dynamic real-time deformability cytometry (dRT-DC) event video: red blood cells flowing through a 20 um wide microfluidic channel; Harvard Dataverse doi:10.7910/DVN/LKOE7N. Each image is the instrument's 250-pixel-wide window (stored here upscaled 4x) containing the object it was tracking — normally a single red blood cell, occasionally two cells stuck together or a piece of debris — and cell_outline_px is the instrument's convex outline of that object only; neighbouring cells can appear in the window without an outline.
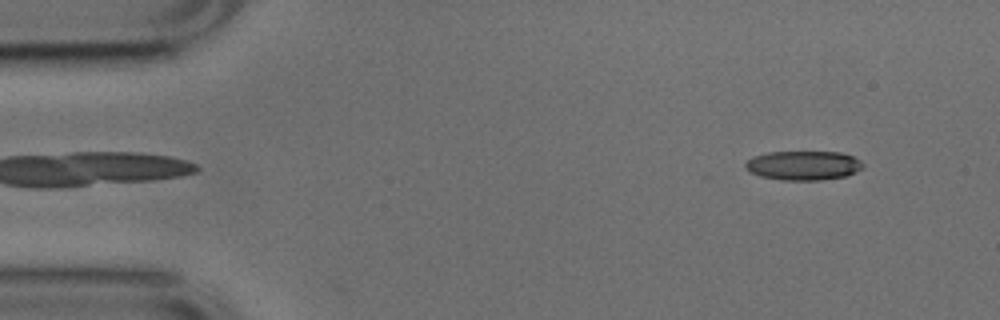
{"species": "common noctule bat (a hibernating species)", "species_latin": "Nyctalus noctula", "temperature_condition": "cold", "stored_images_in_passage": 22, "camera_frame_rate_fps": 3000, "um_per_image_px": 0.085, "animal": {"sex": "male", "body_mass_g": 17.9, "forearm_length_mm": 54.2}, "frame": {"image": 1, "passage_image": 4, "time_ms": 1.0, "image_size_px": [1000, 320], "cell_outline_px": [[864, 168], [856, 172], [844, 176], [820, 180], [780, 180], [760, 176], [748, 172], [744, 168], [744, 164], [752, 156], [768, 152], [840, 152], [852, 156], [860, 160], [864, 164]], "centroid_in_image_um": [68.26, 14.06], "position_along_channel_um": 16.7, "area_um2": 20.23}}
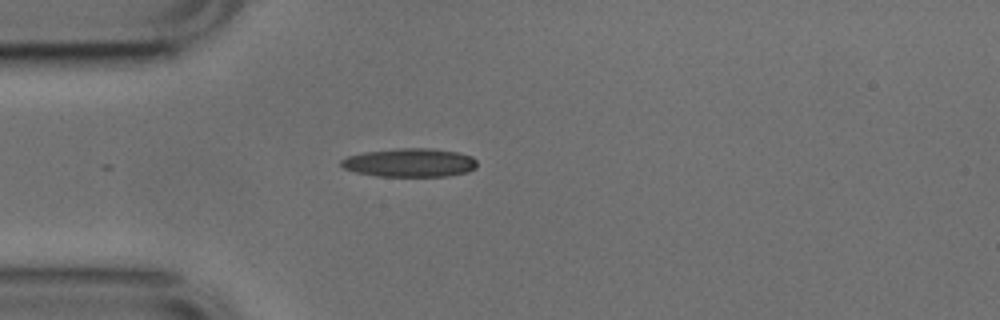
{"frame": {"image": 2, "passage_image": 13, "time_ms": 4.0, "image_size_px": [1000, 320], "cell_outline_px": [[476, 168], [468, 172], [448, 176], [376, 176], [356, 172], [344, 168], [340, 164], [340, 160], [348, 156], [364, 152], [400, 148], [428, 148], [456, 152], [472, 156], [476, 160]], "centroid_in_image_um": [34.84, 13.83], "position_along_channel_um": 50.2, "area_um2": 22.6}}